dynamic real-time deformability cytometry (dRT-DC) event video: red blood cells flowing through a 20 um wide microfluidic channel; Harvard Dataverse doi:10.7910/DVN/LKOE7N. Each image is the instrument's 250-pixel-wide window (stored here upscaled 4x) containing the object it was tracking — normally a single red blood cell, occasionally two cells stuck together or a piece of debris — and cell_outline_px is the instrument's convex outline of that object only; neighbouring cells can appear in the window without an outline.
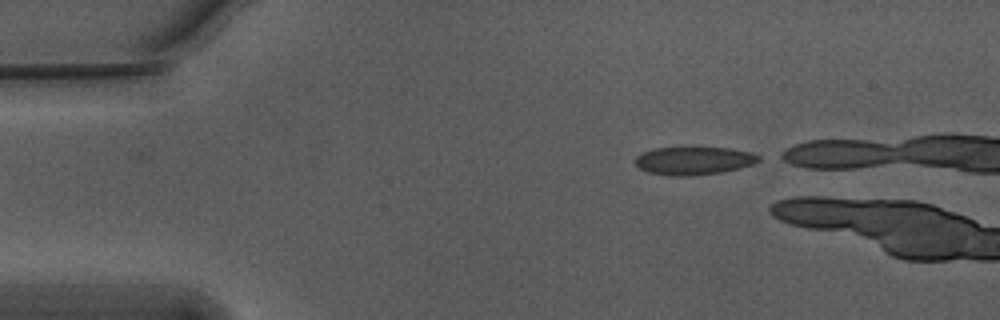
{"species": "Egyptian fruit bat (a non-hibernating species)", "species_latin": "Rousettus aegyptiacus", "temperature_condition": "warm", "stored_images_in_passage": 5, "camera_frame_rate_fps": 3000, "um_per_image_px": 0.085, "animal": {"sex": "male"}, "frame": {"image": 1, "passage_image": 1, "time_ms": 0.0, "image_size_px": [1000, 320], "cell_outline_px": [[760, 160], [752, 164], [740, 168], [724, 172], [688, 176], [672, 176], [648, 172], [640, 168], [636, 164], [636, 156], [652, 148], [728, 148], [752, 152], [760, 156]], "centroid_in_image_um": [58.99, 13.66], "position_along_channel_um": 26.0, "area_um2": 20.06}}